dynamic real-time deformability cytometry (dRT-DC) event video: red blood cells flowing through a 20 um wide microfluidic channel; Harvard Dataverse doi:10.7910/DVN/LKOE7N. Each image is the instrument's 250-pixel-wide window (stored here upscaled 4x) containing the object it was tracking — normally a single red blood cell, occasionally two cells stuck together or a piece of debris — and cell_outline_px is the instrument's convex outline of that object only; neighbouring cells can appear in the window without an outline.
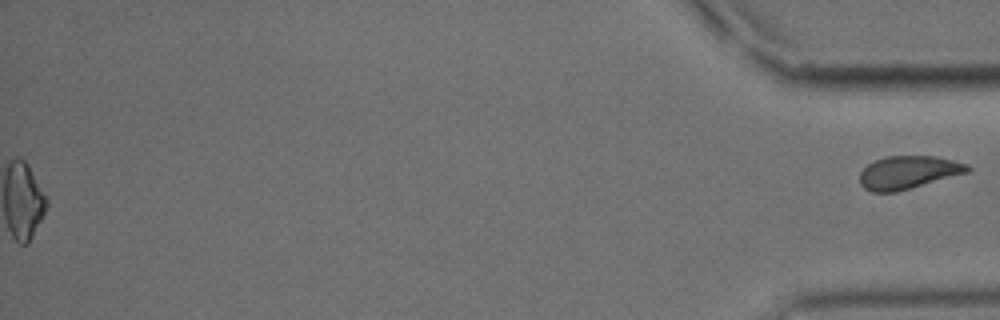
{"species": "common noctule bat (a hibernating species)", "species_latin": "Nyctalus noctula", "temperature_condition": "cold", "stored_images_in_passage": 54, "segment_of_instrument_passage": [2, 2], "camera_frame_rate_fps": 3000, "um_per_image_px": 0.085, "animal": {"sex": "male", "body_mass_g": 15.6}, "frame": {"image": 1, "passage_image": 54, "time_ms": 17.667, "image_size_px": [1000, 320], "cell_outline_px": [[972, 168], [968, 172], [896, 192], [872, 192], [864, 188], [860, 184], [860, 172], [868, 164], [876, 160], [888, 156], [936, 156], [968, 164]], "centroid_in_image_um": [77.2, 14.65], "position_along_channel_um": 358.0, "area_um2": 20.58}}